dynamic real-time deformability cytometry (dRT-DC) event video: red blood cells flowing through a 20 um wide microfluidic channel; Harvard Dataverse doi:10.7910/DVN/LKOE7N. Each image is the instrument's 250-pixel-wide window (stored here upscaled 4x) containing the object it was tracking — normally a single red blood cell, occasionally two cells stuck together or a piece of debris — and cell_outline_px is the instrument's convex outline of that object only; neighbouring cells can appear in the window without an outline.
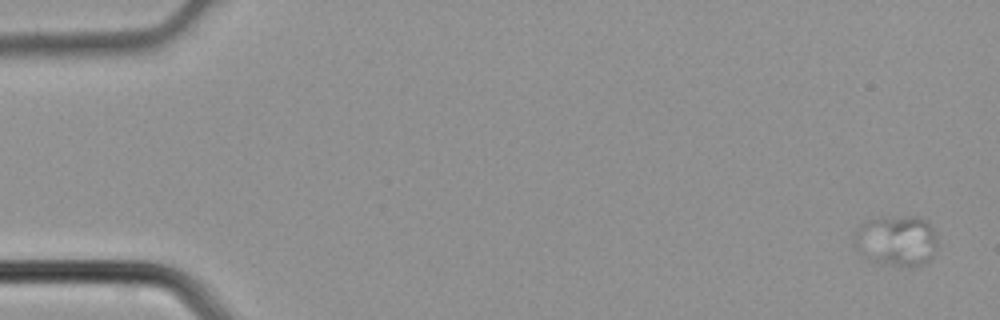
{"species": "common noctule bat (a hibernating species)", "species_latin": "Nyctalus noctula", "temperature_condition": "cold", "stored_images_in_passage": 5, "camera_frame_rate_fps": 3000, "um_per_image_px": 0.085, "animal": {"sex": "male", "body_mass_g": 21.5, "forearm_length_mm": 52.0}, "frame": {"image": 1, "passage_image": 1, "time_ms": 0.0, "image_size_px": [1000, 320], "cell_outline_px": [[936, 244], [932, 256], [928, 260], [912, 268], [908, 268], [872, 260], [860, 252], [856, 248], [852, 236], [868, 220], [908, 216], [916, 216], [924, 220], [928, 224], [936, 236]], "centroid_in_image_um": [76.21, 20.48], "position_along_channel_um": 8.8, "area_um2": 23.87}}